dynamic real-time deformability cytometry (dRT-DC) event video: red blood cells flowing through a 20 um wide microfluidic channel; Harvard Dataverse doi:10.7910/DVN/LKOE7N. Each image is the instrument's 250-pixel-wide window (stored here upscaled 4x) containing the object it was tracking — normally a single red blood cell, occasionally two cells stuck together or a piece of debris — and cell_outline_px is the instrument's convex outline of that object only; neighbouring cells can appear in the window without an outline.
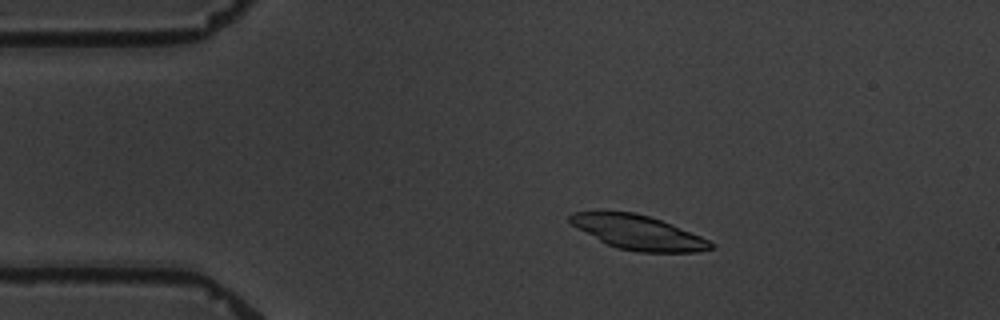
{"species": "common noctule bat (a hibernating species)", "species_latin": "Nyctalus noctula", "temperature_condition": "warm", "stored_images_in_passage": 3, "camera_frame_rate_fps": 3000, "um_per_image_px": 0.085, "animal": {"sex": "male", "body_mass_g": 19.5, "forearm_length_mm": 54.6}, "frame": {"image": 1, "passage_image": 2, "time_ms": 1.333, "image_size_px": [1000, 320], "cell_outline_px": [[716, 248], [696, 252], [640, 252], [616, 248], [600, 240], [572, 224], [568, 220], [568, 216], [572, 212], [636, 212], [672, 224], [700, 236], [716, 244]], "centroid_in_image_um": [54.3, 19.77], "position_along_channel_um": 30.7, "area_um2": 27.8}}